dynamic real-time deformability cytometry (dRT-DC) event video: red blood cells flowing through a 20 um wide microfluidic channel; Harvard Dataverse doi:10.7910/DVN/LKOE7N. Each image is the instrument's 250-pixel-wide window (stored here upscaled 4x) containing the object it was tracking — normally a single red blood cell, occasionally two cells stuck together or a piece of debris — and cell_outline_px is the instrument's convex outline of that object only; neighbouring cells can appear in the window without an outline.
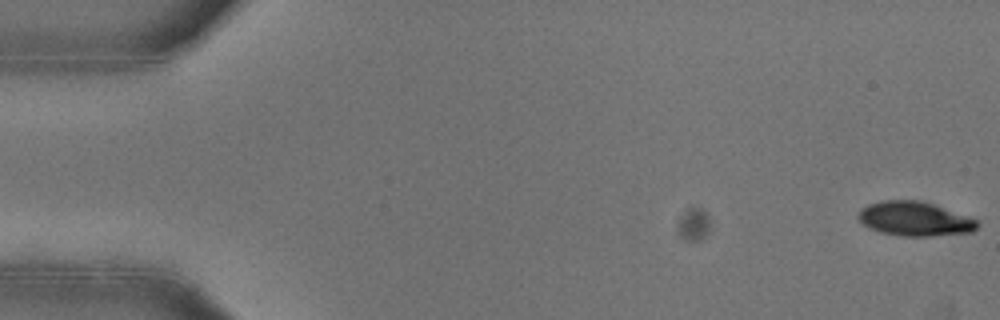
{"species": "common noctule bat (a hibernating species)", "species_latin": "Nyctalus noctula", "temperature_condition": "warm", "stored_images_in_passage": 49, "camera_frame_rate_fps": 3000, "um_per_image_px": 0.085, "animal": {"sex": "female"}, "frame": {"image": 1, "passage_image": 1, "time_ms": 0.0, "image_size_px": [1000, 320], "cell_outline_px": [[980, 224], [972, 232], [932, 236], [904, 236], [880, 232], [868, 228], [856, 216], [868, 204], [880, 200], [920, 200], [932, 204], [976, 220]], "centroid_in_image_um": [77.72, 18.61], "position_along_channel_um": 7.3, "area_um2": 23.47}}
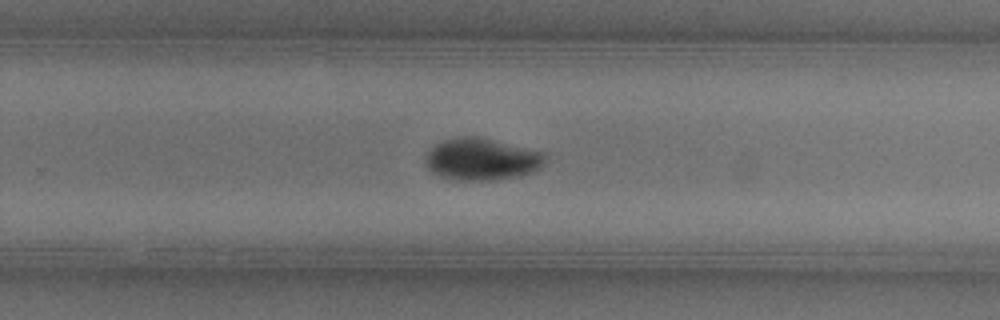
{"frame": {"image": 2, "passage_image": 34, "time_ms": 11.0, "image_size_px": [1000, 320], "cell_outline_px": [[548, 160], [536, 172], [520, 176], [496, 180], [460, 180], [440, 176], [432, 172], [428, 168], [424, 160], [428, 152], [436, 144], [444, 140], [456, 136], [476, 136], [544, 152], [548, 156]], "centroid_in_image_um": [40.99, 13.54], "position_along_channel_um": 288.8, "area_um2": 29.54}}
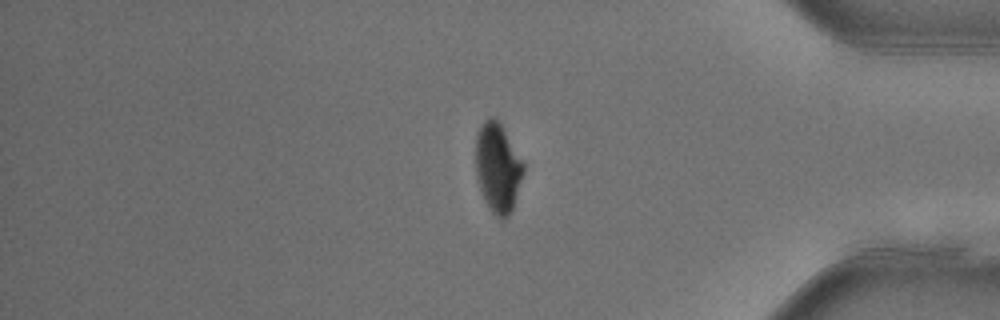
{"frame": {"image": 3, "passage_image": 44, "time_ms": 14.333, "image_size_px": [1000, 320], "cell_outline_px": [[524, 172], [512, 208], [508, 216], [504, 220], [500, 220], [492, 212], [484, 200], [476, 176], [476, 136], [484, 120], [492, 116], [500, 124], [524, 160]], "centroid_in_image_um": [42.32, 14.27], "position_along_channel_um": 392.9, "area_um2": 24.74}, "authors_computed_cell_mechanics": {"area_um2": 26.4724, "velocity_mm_per_s": 3.943, "shape_relaxation_time_tau1_ms": 2.7894, "shape_relaxation_time_tau2_ms": 8.4219, "deformation_change_tau1": 0.1487, "deformation_change_tau2": 0.073}}